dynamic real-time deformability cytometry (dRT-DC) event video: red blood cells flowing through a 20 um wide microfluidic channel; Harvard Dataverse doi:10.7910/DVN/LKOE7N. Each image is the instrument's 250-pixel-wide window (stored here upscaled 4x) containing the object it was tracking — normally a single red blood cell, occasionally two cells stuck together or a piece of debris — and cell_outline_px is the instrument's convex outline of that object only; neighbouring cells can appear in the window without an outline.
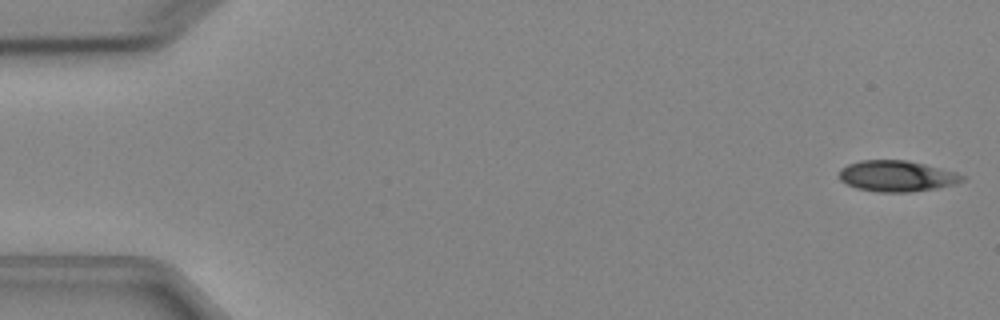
{"species": "Egyptian fruit bat (a non-hibernating species)", "species_latin": "Rousettus aegyptiacus", "temperature_condition": "cold", "stored_images_in_passage": 5, "camera_frame_rate_fps": 3000, "um_per_image_px": 0.085, "animal": {"sex": "female"}, "frame": {"image": 1, "passage_image": 1, "time_ms": 0.0, "image_size_px": [1000, 320], "cell_outline_px": [[964, 180], [956, 184], [936, 188], [912, 192], [876, 192], [856, 188], [840, 180], [840, 168], [848, 164], [860, 160], [908, 160], [956, 172], [964, 176]], "centroid_in_image_um": [76.23, 14.97], "position_along_channel_um": 8.8, "area_um2": 22.25}}